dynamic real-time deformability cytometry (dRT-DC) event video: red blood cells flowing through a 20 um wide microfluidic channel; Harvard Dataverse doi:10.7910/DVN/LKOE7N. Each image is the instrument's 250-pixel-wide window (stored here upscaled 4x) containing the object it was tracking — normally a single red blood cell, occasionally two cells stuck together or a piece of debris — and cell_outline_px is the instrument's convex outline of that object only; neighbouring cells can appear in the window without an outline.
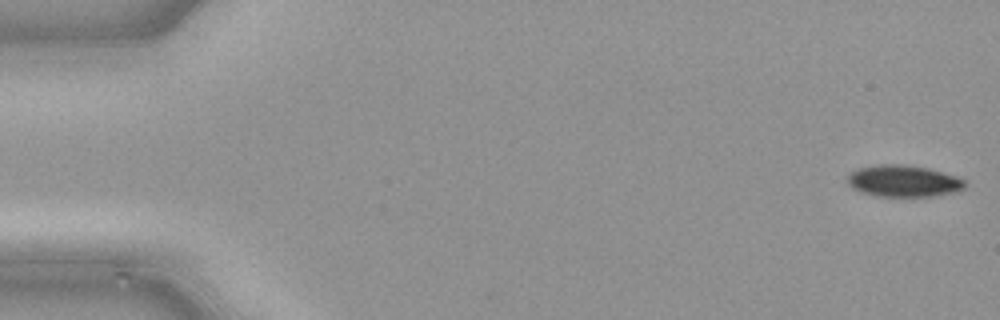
{"species": "common noctule bat (a hibernating species)", "species_latin": "Nyctalus noctula", "temperature_condition": "cold", "stored_images_in_passage": 47, "camera_frame_rate_fps": 3000, "um_per_image_px": 0.085, "animal": {"sex": "male", "body_mass_g": 21.5, "forearm_length_mm": 52.0}, "frame": {"image": 1, "passage_image": 1, "time_ms": 0.0, "image_size_px": [1000, 320], "cell_outline_px": [[964, 188], [952, 192], [932, 196], [876, 196], [860, 192], [852, 188], [848, 184], [848, 176], [856, 168], [876, 164], [900, 164], [928, 168], [956, 176], [964, 180]], "centroid_in_image_um": [76.74, 15.38], "position_along_channel_um": 8.3, "area_um2": 21.56}}
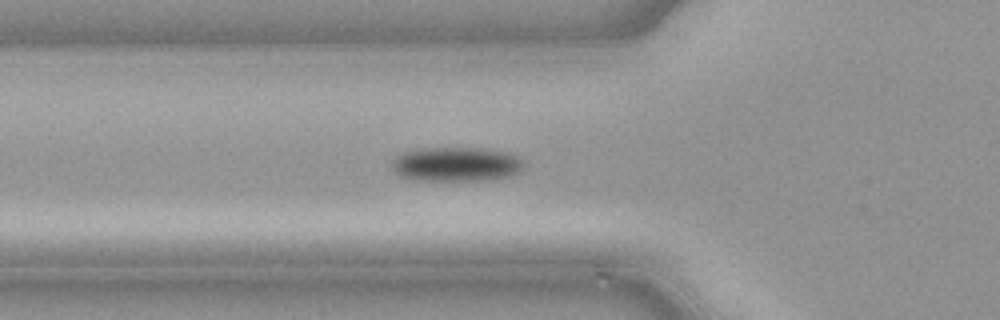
{"frame": {"image": 2, "passage_image": 17, "time_ms": 5.333, "image_size_px": [1000, 320], "cell_outline_px": [[524, 168], [520, 172], [512, 176], [488, 180], [416, 180], [400, 176], [392, 172], [388, 164], [400, 152], [420, 148], [480, 148], [508, 152], [516, 156], [524, 164]], "centroid_in_image_um": [38.72, 13.96], "position_along_channel_um": 87.1, "area_um2": 26.93}}
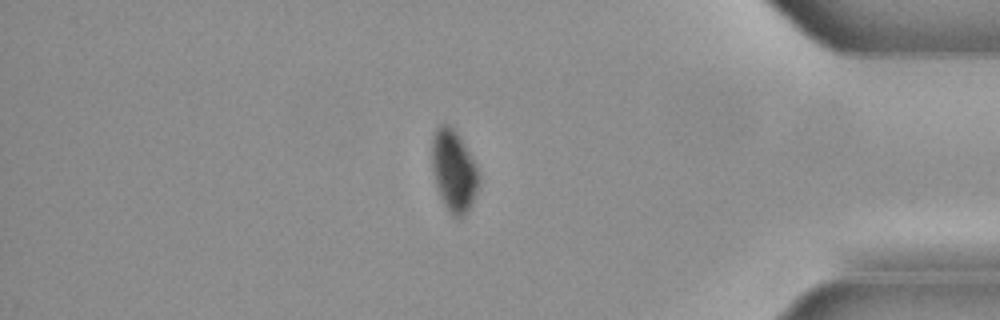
{"frame": {"image": 3, "passage_image": 41, "time_ms": 13.333, "image_size_px": [1000, 320], "cell_outline_px": [[476, 188], [472, 204], [464, 216], [456, 220], [448, 212], [440, 196], [432, 172], [432, 136], [436, 128], [440, 124], [448, 124], [456, 132], [468, 152], [476, 168]], "centroid_in_image_um": [38.51, 14.55], "position_along_channel_um": 396.7, "area_um2": 21.73}}